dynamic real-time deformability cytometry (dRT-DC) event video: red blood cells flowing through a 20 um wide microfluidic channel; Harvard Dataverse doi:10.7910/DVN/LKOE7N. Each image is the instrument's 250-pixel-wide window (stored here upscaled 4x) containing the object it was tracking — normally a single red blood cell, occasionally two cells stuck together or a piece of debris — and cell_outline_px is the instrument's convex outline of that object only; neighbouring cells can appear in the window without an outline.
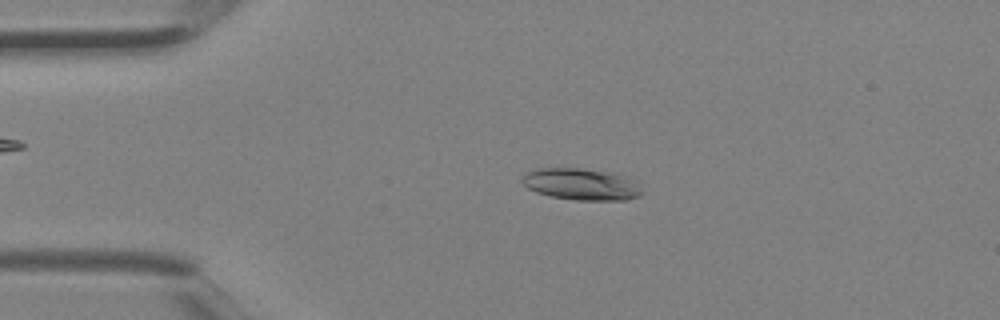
{"species": "Egyptian fruit bat (a non-hibernating species)", "species_latin": "Rousettus aegyptiacus", "temperature_condition": "room temperature", "stored_images_in_passage": 3, "camera_frame_rate_fps": 3000, "um_per_image_px": 0.085, "animal": {"sex": "female"}, "frame": {"image": 1, "passage_image": 2, "time_ms": 0.333, "image_size_px": [1000, 320], "cell_outline_px": [[644, 192], [640, 196], [624, 200], [576, 200], [552, 196], [536, 192], [528, 188], [520, 180], [524, 172], [536, 168], [580, 168], [608, 172], [636, 180]], "centroid_in_image_um": [49.4, 15.65], "position_along_channel_um": 35.6, "area_um2": 22.25}}